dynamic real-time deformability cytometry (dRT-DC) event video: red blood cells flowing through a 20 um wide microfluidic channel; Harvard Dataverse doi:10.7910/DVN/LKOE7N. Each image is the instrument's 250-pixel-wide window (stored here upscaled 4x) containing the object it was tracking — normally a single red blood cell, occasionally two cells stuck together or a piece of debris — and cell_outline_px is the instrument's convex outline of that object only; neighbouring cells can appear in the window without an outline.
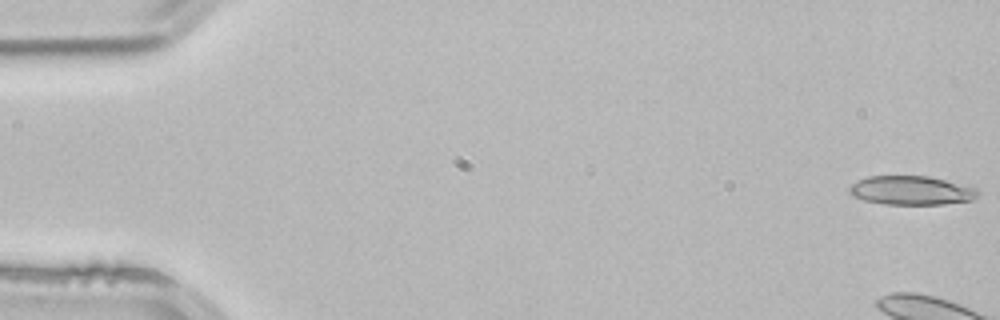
{"species": "common noctule bat (a hibernating species)", "species_latin": "Nyctalus noctula", "temperature_condition": "room temperature", "stored_images_in_passage": 6, "camera_frame_rate_fps": 3000, "um_per_image_px": 0.085, "animal": {"sex": "male", "body_mass_g": 21.5, "forearm_length_mm": 52.0}, "frame": {"image": 1, "passage_image": 1, "time_ms": 0.0, "image_size_px": [1000, 320], "cell_outline_px": [[980, 196], [972, 200], [944, 204], [884, 204], [864, 200], [852, 196], [848, 192], [848, 188], [856, 180], [868, 176], [928, 176], [968, 184], [976, 188], [980, 192]], "centroid_in_image_um": [77.5, 16.18], "position_along_channel_um": 7.5, "area_um2": 22.08}}